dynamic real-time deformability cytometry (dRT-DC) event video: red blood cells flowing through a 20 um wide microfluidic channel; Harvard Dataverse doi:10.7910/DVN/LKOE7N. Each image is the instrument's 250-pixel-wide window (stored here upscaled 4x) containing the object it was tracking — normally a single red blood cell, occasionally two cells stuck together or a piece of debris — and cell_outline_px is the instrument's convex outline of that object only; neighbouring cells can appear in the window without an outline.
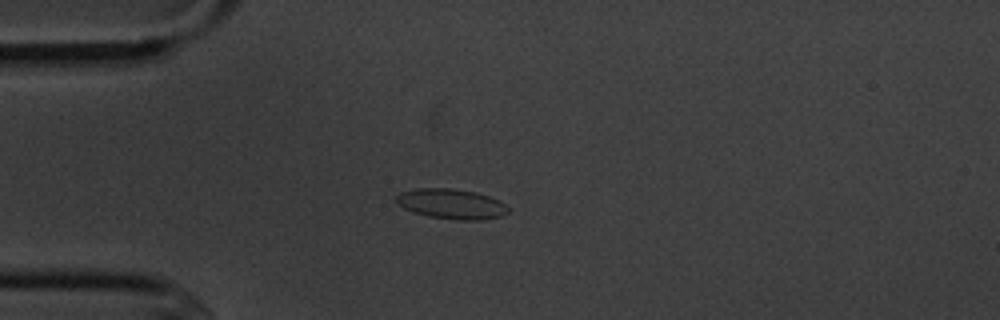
{"species": "common noctule bat (a hibernating species)", "species_latin": "Nyctalus noctula", "temperature_condition": "cold", "stored_images_in_passage": 15, "camera_frame_rate_fps": 3000, "um_per_image_px": 0.085, "animal": {"sex": "male", "body_mass_g": 20.1, "forearm_length_mm": 53.5}, "frame": {"image": 1, "passage_image": 4, "time_ms": 4.333, "image_size_px": [1000, 320], "cell_outline_px": [[508, 212], [500, 216], [480, 220], [460, 220], [428, 216], [412, 212], [404, 208], [396, 200], [396, 196], [400, 192], [416, 188], [452, 188], [476, 192], [500, 200], [508, 208]], "centroid_in_image_um": [38.36, 17.32], "position_along_channel_um": 46.6, "area_um2": 19.54}}
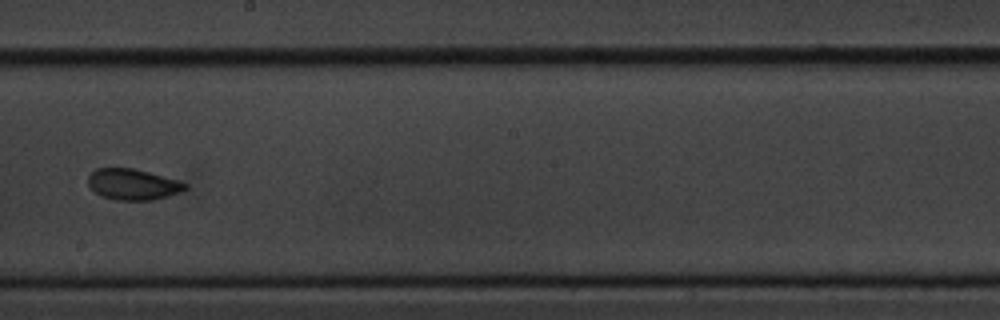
{"frame": {"image": 2, "passage_image": 9, "time_ms": 10.0, "image_size_px": [1000, 320], "cell_outline_px": [[188, 188], [180, 192], [168, 196], [152, 200], [116, 200], [100, 196], [88, 184], [88, 176], [96, 168], [132, 168], [148, 172], [176, 180], [188, 184]], "centroid_in_image_um": [11.28, 15.68], "position_along_channel_um": 236.9, "area_um2": 17.4}}
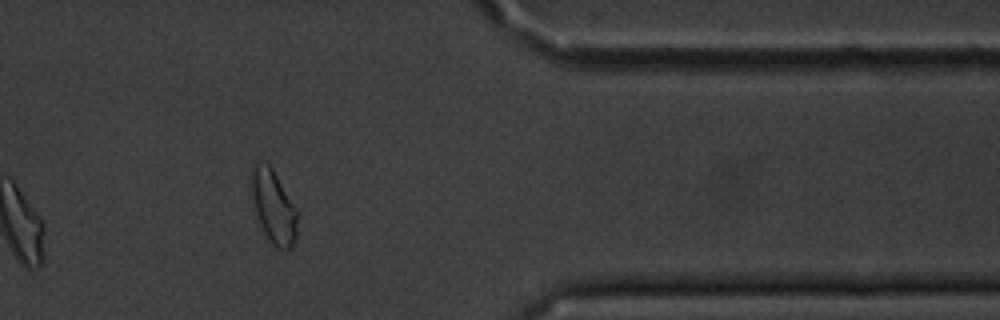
{"frame": {"image": 3, "passage_image": 13, "time_ms": 14.667, "image_size_px": [1000, 320], "cell_outline_px": [[300, 212], [296, 236], [292, 248], [276, 248], [268, 240], [260, 224], [248, 196], [252, 164], [256, 160], [260, 160], [268, 164], [272, 168]], "centroid_in_image_um": [23.22, 17.51], "position_along_channel_um": 388.2, "area_um2": 20.75}, "authors_computed_cell_mechanics": {"area_um2": 17.8602, "velocity_mm_per_s": 3.6228, "shape_relaxation_time_tau1_ms": 4.4141, "shape_relaxation_time_tau2_ms": null, "deformation_change_tau1": 0.0848, "deformation_change_tau2": null}}